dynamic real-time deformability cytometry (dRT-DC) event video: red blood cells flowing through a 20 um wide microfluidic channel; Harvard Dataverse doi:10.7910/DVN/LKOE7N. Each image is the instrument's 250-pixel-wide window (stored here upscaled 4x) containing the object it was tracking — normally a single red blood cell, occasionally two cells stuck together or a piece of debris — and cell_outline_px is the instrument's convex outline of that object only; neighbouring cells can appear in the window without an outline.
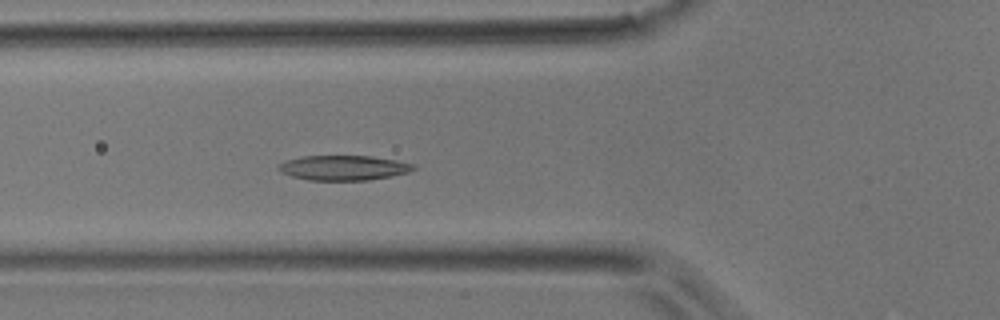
{"species": "common noctule bat (a hibernating species)", "species_latin": "Nyctalus noctula", "temperature_condition": "room temperature", "stored_images_in_passage": 20, "camera_frame_rate_fps": 3000, "um_per_image_px": 0.085, "animal": {"sex": "male", "body_mass_g": 17.9}, "frame": {"image": 1, "passage_image": 8, "time_ms": 2.333, "image_size_px": [1000, 320], "cell_outline_px": [[416, 168], [408, 172], [392, 176], [368, 180], [308, 180], [292, 176], [280, 172], [276, 168], [284, 160], [304, 156], [372, 156], [396, 160], [416, 164]], "centroid_in_image_um": [29.2, 14.26], "position_along_channel_um": 96.6, "area_um2": 19.65}}
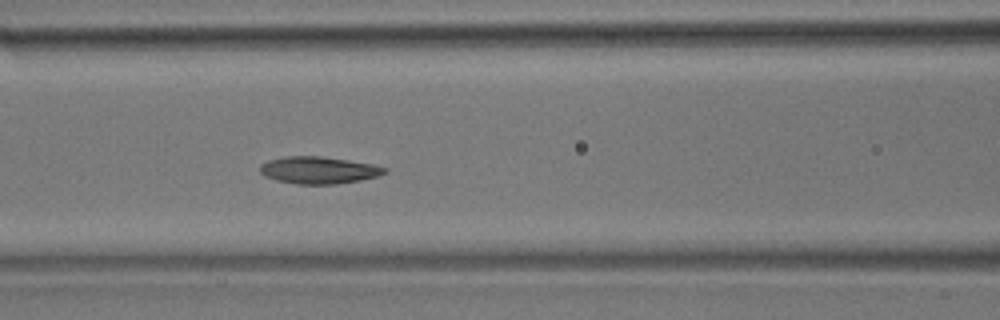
{"frame": {"image": 2, "passage_image": 11, "time_ms": 3.333, "image_size_px": [1000, 320], "cell_outline_px": [[388, 172], [376, 176], [360, 180], [336, 184], [296, 184], [276, 180], [264, 176], [260, 172], [260, 164], [268, 160], [284, 156], [324, 156], [372, 164], [388, 168]], "centroid_in_image_um": [27.07, 14.45], "position_along_channel_um": 139.5, "area_um2": 19.77}}
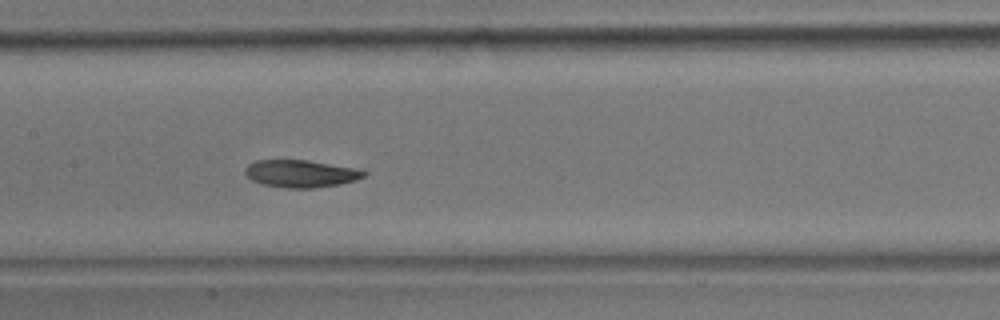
{"frame": {"image": 3, "passage_image": 14, "time_ms": 4.333, "image_size_px": [1000, 320], "cell_outline_px": [[368, 172], [364, 176], [356, 180], [340, 184], [312, 188], [288, 188], [264, 184], [252, 180], [244, 172], [244, 168], [248, 164], [256, 160], [308, 160], [356, 168]], "centroid_in_image_um": [25.57, 14.75], "position_along_channel_um": 181.8, "area_um2": 18.9}}